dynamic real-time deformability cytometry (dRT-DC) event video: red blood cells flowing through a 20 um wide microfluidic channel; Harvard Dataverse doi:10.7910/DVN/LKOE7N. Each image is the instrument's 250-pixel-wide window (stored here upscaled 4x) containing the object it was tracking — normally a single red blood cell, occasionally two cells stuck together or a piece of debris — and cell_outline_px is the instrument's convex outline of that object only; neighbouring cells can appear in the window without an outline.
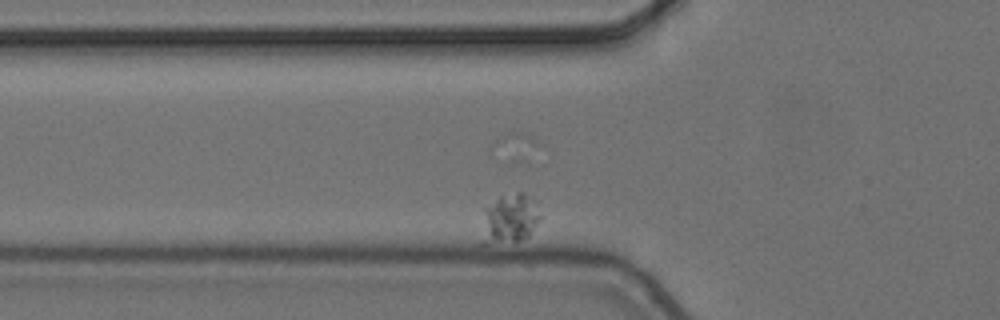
{"species": "common noctule bat (a hibernating species)", "species_latin": "Nyctalus noctula", "temperature_condition": "cold", "stored_images_in_passage": 6, "camera_frame_rate_fps": 3000, "um_per_image_px": 0.085, "animal": {"sex": "female", "body_mass_g": 24.6, "forearm_length_mm": 56.2}, "frame": {"image": 1, "passage_image": 3, "time_ms": 0.667, "image_size_px": [1000, 320], "cell_outline_px": [[540, 220], [528, 236], [520, 240], [484, 244], [480, 244], [488, 208], [500, 196], [520, 192], [524, 192], [532, 196], [536, 200], [540, 216]], "centroid_in_image_um": [43.4, 18.58], "position_along_channel_um": 82.4, "area_um2": 16.42}}
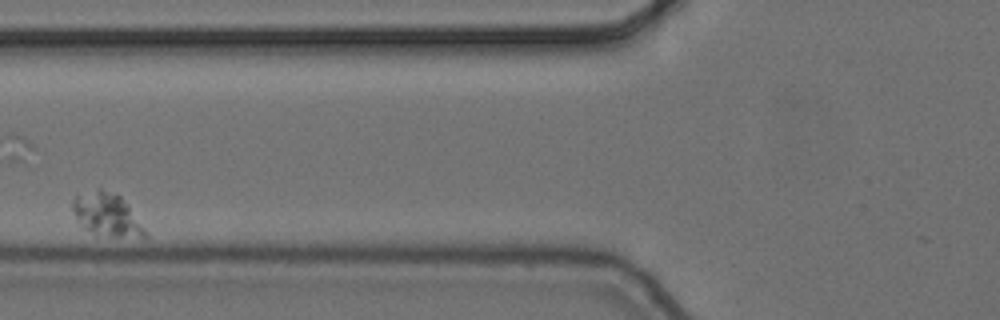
{"frame": {"image": 2, "passage_image": 4, "time_ms": 1.0, "image_size_px": [1000, 320], "cell_outline_px": [[148, 236], [96, 236], [84, 228], [76, 220], [72, 208], [72, 200], [76, 196], [100, 188], [120, 196], [144, 228]], "centroid_in_image_um": [9.01, 18.26], "position_along_channel_um": 116.8, "area_um2": 17.69}}
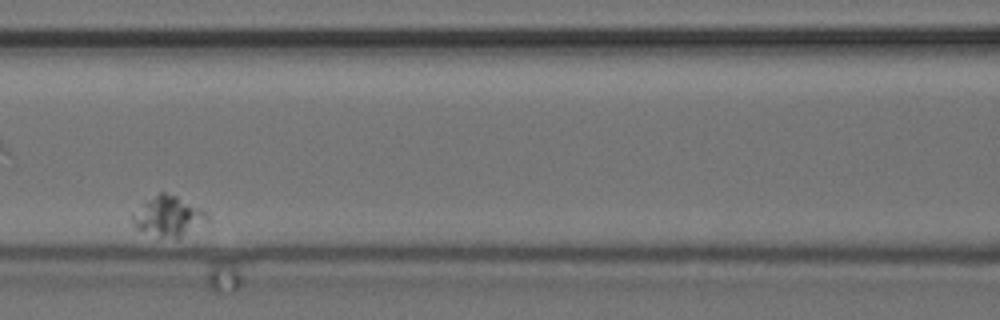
{"frame": {"image": 3, "passage_image": 5, "time_ms": 1.333, "image_size_px": [1000, 320], "cell_outline_px": [[208, 216], [180, 236], [160, 236], [136, 228], [132, 224], [132, 212], [144, 200], [160, 192], [164, 192], [176, 196], [208, 212]], "centroid_in_image_um": [14.19, 18.31], "position_along_channel_um": 152.4, "area_um2": 16.53}}